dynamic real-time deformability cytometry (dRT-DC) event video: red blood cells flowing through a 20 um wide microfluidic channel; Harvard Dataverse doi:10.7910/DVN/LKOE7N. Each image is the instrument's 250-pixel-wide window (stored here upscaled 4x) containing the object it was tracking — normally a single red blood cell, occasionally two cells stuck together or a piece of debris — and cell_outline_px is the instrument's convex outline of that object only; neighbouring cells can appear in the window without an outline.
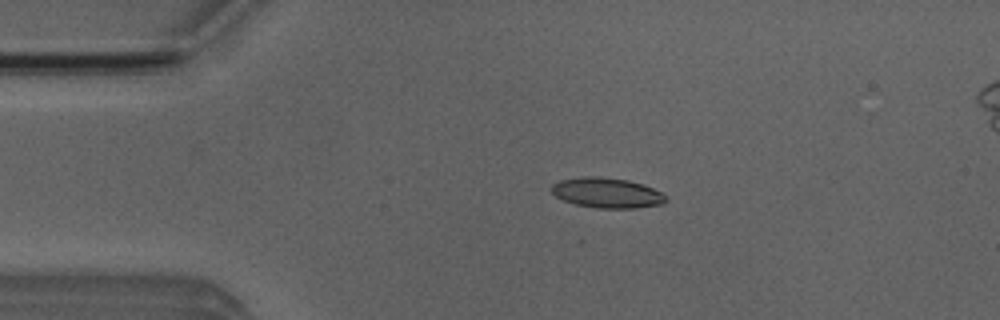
{"species": "Egyptian fruit bat (a non-hibernating species)", "species_latin": "Rousettus aegyptiacus", "temperature_condition": "room temperature", "stored_images_in_passage": 52, "camera_frame_rate_fps": 3000, "um_per_image_px": 0.085, "animal": {"sex": "male"}, "frame": {"image": 1, "passage_image": 10, "time_ms": 3.0, "image_size_px": [1000, 320], "cell_outline_px": [[668, 200], [664, 204], [636, 208], [596, 208], [576, 204], [564, 200], [556, 196], [552, 192], [552, 184], [560, 180], [584, 176], [596, 176], [628, 180], [644, 184], [668, 196]], "centroid_in_image_um": [51.63, 16.39], "position_along_channel_um": 33.4, "area_um2": 20.17}}
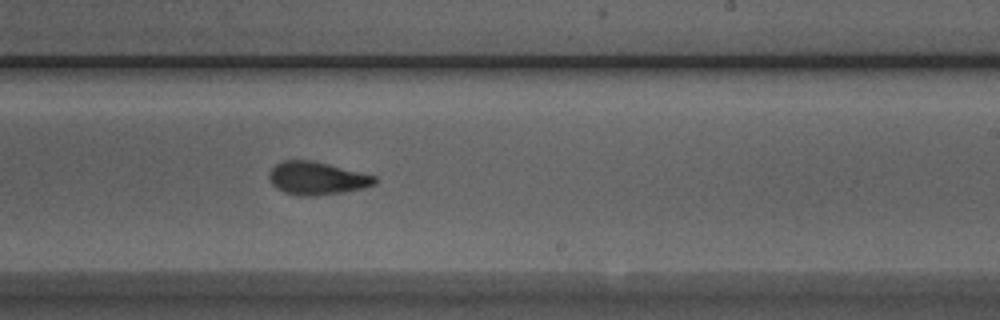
{"frame": {"image": 2, "passage_image": 30, "time_ms": 9.667, "image_size_px": [1000, 320], "cell_outline_px": [[376, 184], [364, 188], [340, 192], [312, 196], [300, 196], [284, 192], [276, 188], [272, 184], [268, 176], [268, 172], [276, 164], [284, 160], [312, 160], [376, 176]], "centroid_in_image_um": [26.91, 15.15], "position_along_channel_um": 262.1, "area_um2": 20.17}}
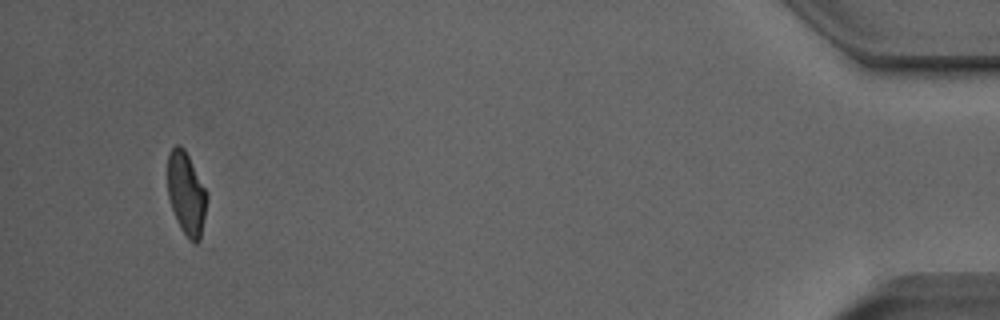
{"frame": {"image": 3, "passage_image": 48, "time_ms": 15.667, "image_size_px": [1000, 320], "cell_outline_px": [[208, 196], [204, 244], [192, 244], [188, 240], [180, 228], [172, 208], [168, 196], [168, 156], [172, 148], [176, 144], [180, 144], [184, 148], [208, 192]], "centroid_in_image_um": [15.91, 16.61], "position_along_channel_um": 419.3, "area_um2": 20.0}, "authors_computed_cell_mechanics": {"area_um2": 20.2011, "velocity_mm_per_s": 4.002, "shape_relaxation_time_tau1_ms": 4.2186, "shape_relaxation_time_tau2_ms": 1.6088, "deformation_change_tau1": 0.1653, "deformation_change_tau2": 0.0738}}